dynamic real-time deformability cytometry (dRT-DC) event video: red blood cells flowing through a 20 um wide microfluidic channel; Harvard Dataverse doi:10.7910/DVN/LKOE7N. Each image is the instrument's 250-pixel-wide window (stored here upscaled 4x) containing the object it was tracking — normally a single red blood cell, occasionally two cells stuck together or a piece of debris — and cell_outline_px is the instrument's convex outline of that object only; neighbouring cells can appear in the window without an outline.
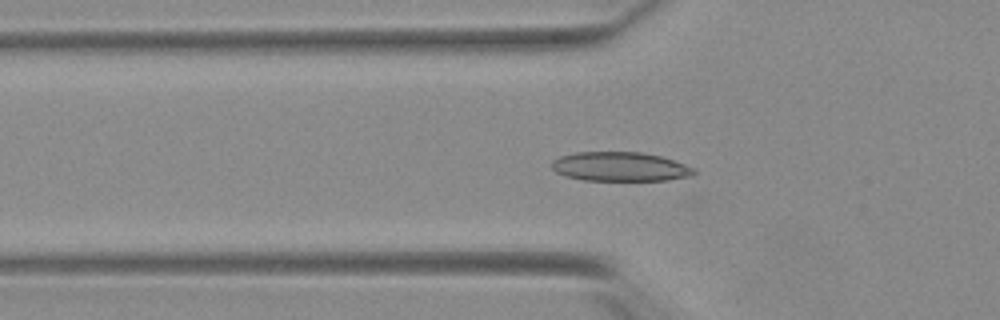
{"species": "Egyptian fruit bat (a non-hibernating species)", "species_latin": "Rousettus aegyptiacus", "temperature_condition": "warm", "stored_images_in_passage": 39, "camera_frame_rate_fps": 3000, "um_per_image_px": 0.085, "animal": {"sex": "female"}, "frame": {"image": 1, "passage_image": 3, "time_ms": 0.667, "image_size_px": [1000, 320], "cell_outline_px": [[696, 172], [692, 176], [668, 180], [584, 180], [568, 176], [556, 172], [552, 168], [552, 160], [560, 156], [576, 152], [640, 152], [660, 156], [696, 168]], "centroid_in_image_um": [52.72, 14.16], "position_along_channel_um": 73.1, "area_um2": 24.1}}
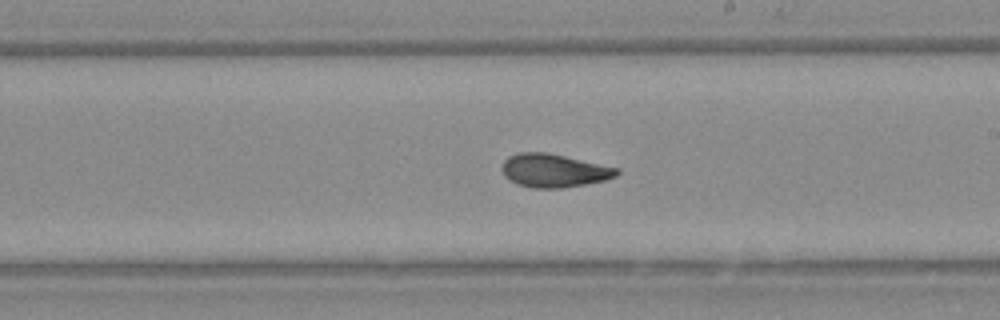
{"frame": {"image": 2, "passage_image": 16, "time_ms": 5.0, "image_size_px": [1000, 320], "cell_outline_px": [[620, 172], [616, 176], [604, 180], [584, 184], [560, 188], [532, 188], [516, 184], [508, 180], [504, 176], [500, 168], [504, 160], [508, 156], [516, 152], [544, 152], [564, 156], [620, 168]], "centroid_in_image_um": [47.03, 14.5], "position_along_channel_um": 242.0, "area_um2": 22.43}}
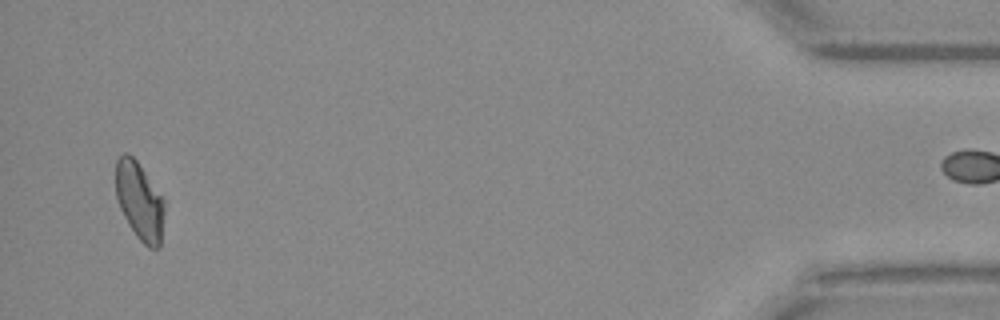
{"frame": {"image": 3, "passage_image": 36, "time_ms": 11.667, "image_size_px": [1000, 320], "cell_outline_px": [[164, 212], [160, 248], [148, 248], [136, 236], [128, 224], [120, 208], [116, 196], [116, 160], [124, 152], [128, 152], [136, 160], [164, 200]], "centroid_in_image_um": [11.85, 17.1], "position_along_channel_um": 423.3, "area_um2": 21.91}, "authors_computed_cell_mechanics": {"area_um2": 22.1374, "velocity_mm_per_s": 3.9032, "shape_relaxation_time_tau1_ms": 7.9474, "shape_relaxation_time_tau2_ms": 1.3923, "deformation_change_tau1": 0.2032, "deformation_change_tau2": 0.0686}}